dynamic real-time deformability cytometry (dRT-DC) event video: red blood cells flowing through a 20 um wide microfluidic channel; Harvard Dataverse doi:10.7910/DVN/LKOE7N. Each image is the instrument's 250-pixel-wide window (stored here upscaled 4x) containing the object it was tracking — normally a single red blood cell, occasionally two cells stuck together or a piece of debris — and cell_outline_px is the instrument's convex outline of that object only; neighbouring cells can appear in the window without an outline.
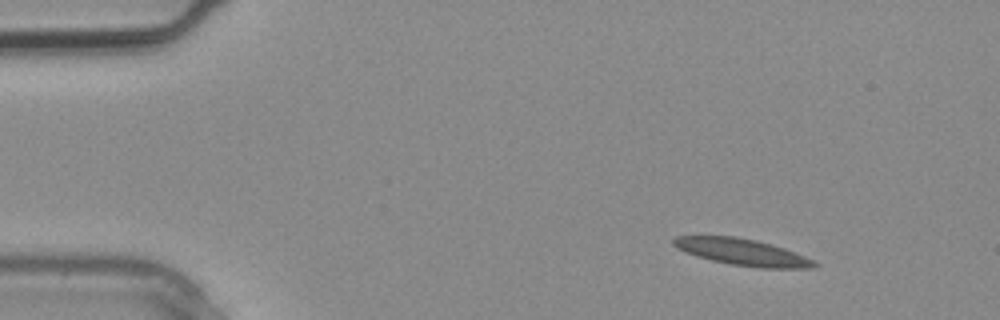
{"species": "common noctule bat (a hibernating species)", "species_latin": "Nyctalus noctula", "temperature_condition": "warm", "stored_images_in_passage": 2, "camera_frame_rate_fps": 3000, "um_per_image_px": 0.085, "animal": {"sex": "male", "body_mass_g": 20.4}, "frame": {"image": 1, "passage_image": 1, "time_ms": 0.0, "image_size_px": [1000, 320], "cell_outline_px": [[820, 264], [812, 268], [760, 268], [732, 264], [712, 260], [696, 256], [672, 244], [672, 240], [676, 236], [736, 236], [756, 240], [784, 248], [804, 256]], "centroid_in_image_um": [63.12, 21.42], "position_along_channel_um": 21.9, "area_um2": 21.5}}